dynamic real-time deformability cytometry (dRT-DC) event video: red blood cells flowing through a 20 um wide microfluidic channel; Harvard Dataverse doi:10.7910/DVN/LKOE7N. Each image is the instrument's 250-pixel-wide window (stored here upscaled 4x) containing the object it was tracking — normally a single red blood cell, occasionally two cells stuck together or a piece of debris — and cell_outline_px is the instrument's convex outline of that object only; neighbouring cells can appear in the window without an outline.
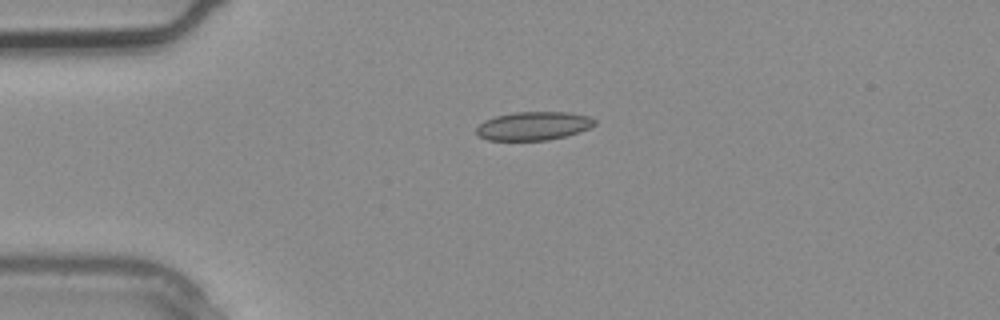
{"species": "common noctule bat (a hibernating species)", "species_latin": "Nyctalus noctula", "temperature_condition": "warm", "stored_images_in_passage": 2, "camera_frame_rate_fps": 3000, "um_per_image_px": 0.085, "animal": {"sex": "male", "body_mass_g": 20.4}, "frame": {"image": 1, "passage_image": 1, "time_ms": 0.0, "image_size_px": [1000, 320], "cell_outline_px": [[596, 124], [580, 132], [548, 140], [488, 140], [476, 136], [476, 128], [484, 120], [496, 116], [516, 112], [568, 112], [588, 116], [596, 120]], "centroid_in_image_um": [45.33, 10.7], "position_along_channel_um": 39.7, "area_um2": 19.65}}
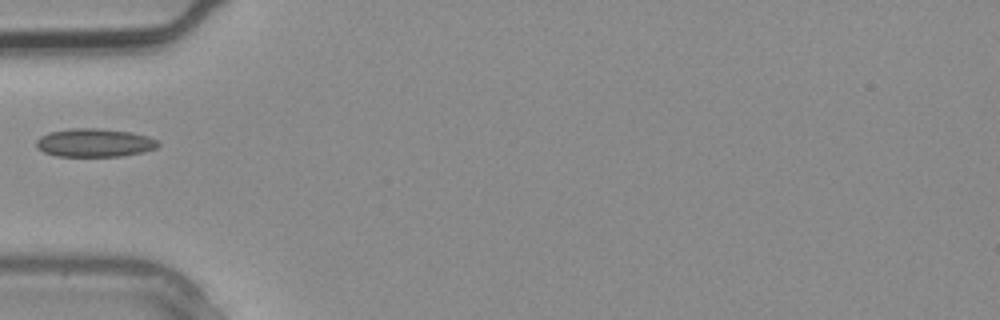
{"frame": {"image": 2, "passage_image": 2, "time_ms": 0.333, "image_size_px": [1000, 320], "cell_outline_px": [[160, 144], [156, 148], [144, 152], [120, 156], [56, 156], [44, 152], [36, 148], [36, 140], [40, 136], [48, 132], [72, 128], [100, 128], [132, 132], [148, 136], [160, 140]], "centroid_in_image_um": [8.05, 12.13], "position_along_channel_um": 77.0, "area_um2": 20.4}}